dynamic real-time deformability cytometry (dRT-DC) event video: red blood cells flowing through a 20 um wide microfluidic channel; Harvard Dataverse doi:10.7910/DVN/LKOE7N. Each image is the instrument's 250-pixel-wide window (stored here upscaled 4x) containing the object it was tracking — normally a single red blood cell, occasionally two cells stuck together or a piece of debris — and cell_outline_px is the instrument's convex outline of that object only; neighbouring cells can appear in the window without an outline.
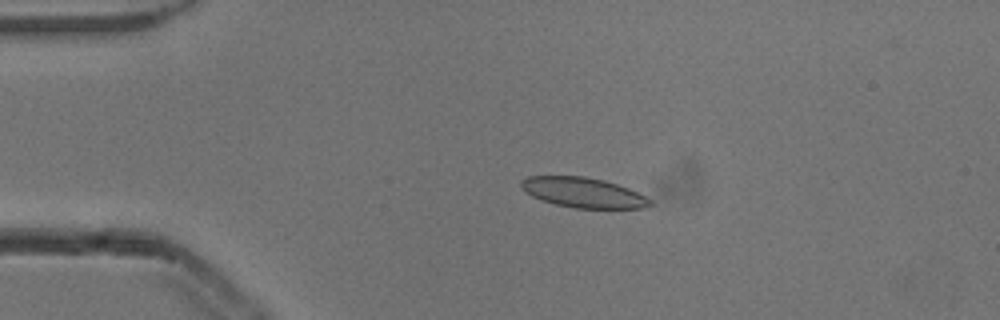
{"species": "common noctule bat (a hibernating species)", "species_latin": "Nyctalus noctula", "temperature_condition": "cold", "stored_images_in_passage": 51, "camera_frame_rate_fps": 3000, "um_per_image_px": 0.085, "animal": {"sex": "male", "body_mass_g": 13.3}, "frame": {"image": 1, "passage_image": 9, "time_ms": 2.667, "image_size_px": [1000, 320], "cell_outline_px": [[656, 204], [644, 208], [576, 208], [556, 204], [532, 196], [524, 192], [520, 184], [520, 180], [528, 176], [584, 176], [604, 180], [628, 188], [652, 200]], "centroid_in_image_um": [49.58, 16.36], "position_along_channel_um": 35.4, "area_um2": 22.54}}
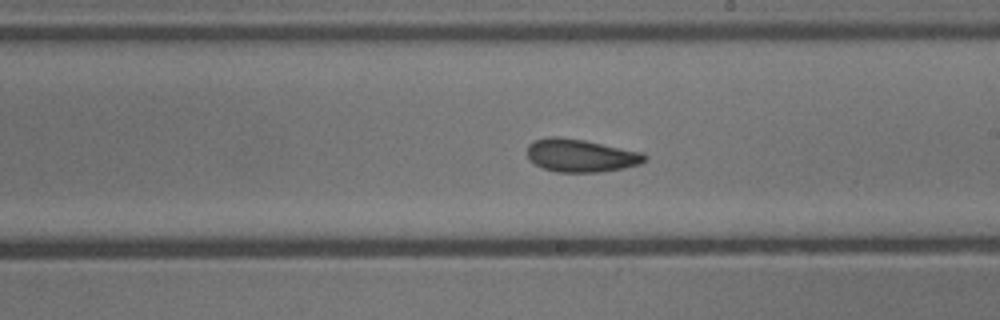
{"frame": {"image": 2, "passage_image": 28, "time_ms": 9.0, "image_size_px": [1000, 320], "cell_outline_px": [[648, 160], [640, 164], [624, 168], [600, 172], [556, 172], [544, 168], [536, 164], [528, 156], [528, 144], [536, 140], [548, 136], [556, 136], [584, 140], [644, 152], [648, 156]], "centroid_in_image_um": [49.43, 13.22], "position_along_channel_um": 239.6, "area_um2": 22.6}}
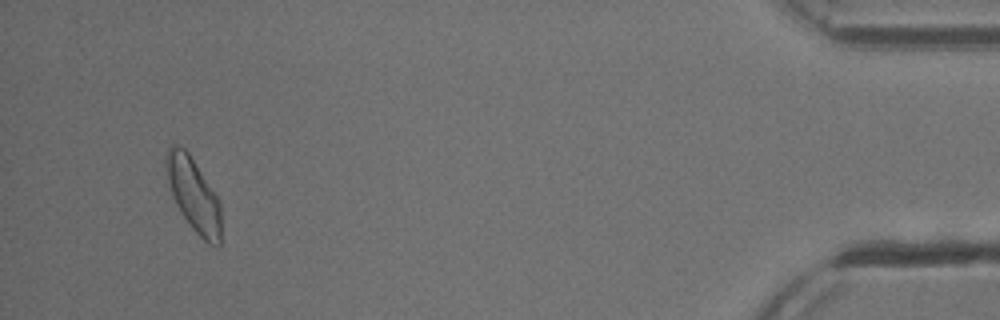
{"frame": {"image": 3, "passage_image": 48, "time_ms": 15.667, "image_size_px": [1000, 320], "cell_outline_px": [[220, 244], [216, 248], [208, 244], [192, 228], [176, 204], [172, 196], [164, 164], [164, 156], [168, 148], [172, 144], [176, 144], [184, 148], [188, 152], [220, 200]], "centroid_in_image_um": [16.44, 16.53], "position_along_channel_um": 418.8, "area_um2": 23.52}, "authors_computed_cell_mechanics": {"area_um2": 22.5998, "velocity_mm_per_s": 3.8578, "shape_relaxation_time_tau1_ms": 4.9719, "shape_relaxation_time_tau2_ms": 1.9867, "deformation_change_tau1": 0.1089, "deformation_change_tau2": 0.0682}}